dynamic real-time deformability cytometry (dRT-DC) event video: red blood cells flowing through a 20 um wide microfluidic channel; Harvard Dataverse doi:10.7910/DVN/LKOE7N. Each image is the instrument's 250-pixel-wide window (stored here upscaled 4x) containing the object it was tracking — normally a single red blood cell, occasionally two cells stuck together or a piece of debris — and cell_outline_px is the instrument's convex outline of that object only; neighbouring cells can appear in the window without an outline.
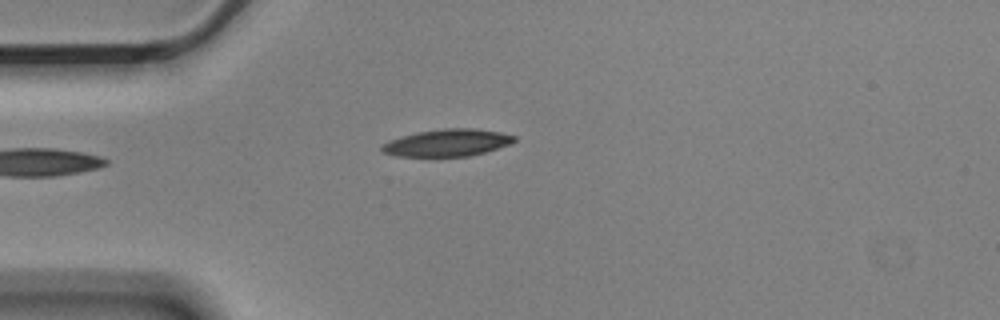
{"species": "Egyptian fruit bat (a non-hibernating species)", "species_latin": "Rousettus aegyptiacus", "temperature_condition": "cold", "stored_images_in_passage": 4, "camera_frame_rate_fps": 3000, "um_per_image_px": 0.085, "animal": {"sex": "male"}, "frame": {"image": 1, "passage_image": 4, "time_ms": 1.0, "image_size_px": [1000, 320], "cell_outline_px": [[516, 140], [512, 144], [484, 152], [468, 156], [432, 160], [396, 156], [384, 152], [380, 148], [388, 140], [416, 132], [444, 128], [472, 128], [500, 132], [516, 136]], "centroid_in_image_um": [37.98, 12.18], "position_along_channel_um": 47.0, "area_um2": 21.91}}